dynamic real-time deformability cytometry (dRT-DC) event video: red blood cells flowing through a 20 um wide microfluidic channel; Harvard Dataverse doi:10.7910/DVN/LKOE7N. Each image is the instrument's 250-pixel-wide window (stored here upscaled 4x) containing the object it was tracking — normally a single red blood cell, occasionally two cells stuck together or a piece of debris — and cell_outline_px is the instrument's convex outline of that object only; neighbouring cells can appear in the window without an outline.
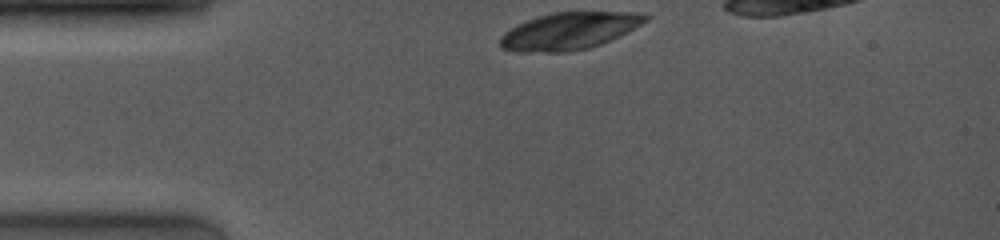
{"species": "common noctule bat (a hibernating species)", "species_latin": "Nyctalus noctula", "temperature_condition": "room temperature", "stored_images_in_passage": 5, "camera_frame_rate_fps": 4000, "um_per_image_px": 0.085, "animal": {"sex": "female", "body_mass_g": 19.0, "forearm_length_mm": 53.3}, "frame": {"image": 1, "passage_image": 1, "time_ms": 0.0, "image_size_px": [1000, 240], "cell_outline_px": [[652, 16], [648, 20], [628, 32], [600, 44], [588, 48], [568, 52], [516, 52], [500, 48], [500, 36], [504, 32], [516, 24], [552, 12], [644, 12]], "centroid_in_image_um": [48.39, 2.63], "position_along_channel_um": 36.6, "area_um2": 31.62}}